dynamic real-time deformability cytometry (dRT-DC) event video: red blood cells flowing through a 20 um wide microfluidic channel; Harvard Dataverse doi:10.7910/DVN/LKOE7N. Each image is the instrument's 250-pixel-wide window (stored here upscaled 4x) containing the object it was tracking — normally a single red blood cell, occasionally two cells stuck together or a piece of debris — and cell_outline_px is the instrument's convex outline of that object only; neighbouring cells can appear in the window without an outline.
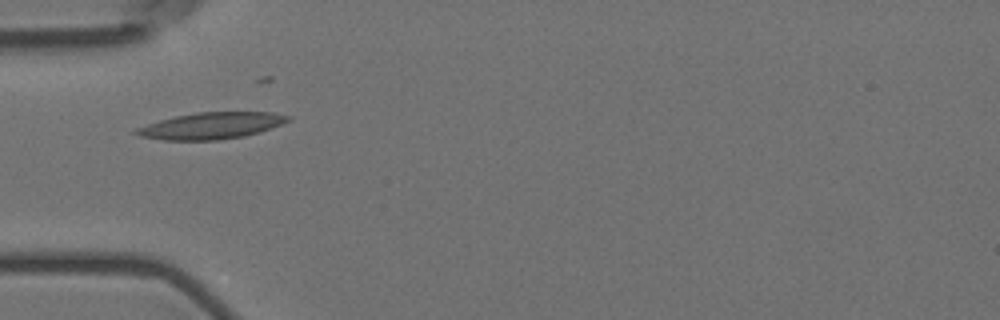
{"species": "Egyptian fruit bat (a non-hibernating species)", "species_latin": "Rousettus aegyptiacus", "temperature_condition": "room temperature", "stored_images_in_passage": 5, "camera_frame_rate_fps": 3000, "um_per_image_px": 0.085, "animal": {"sex": "female"}, "frame": {"image": 1, "passage_image": 1, "time_ms": 0.0, "image_size_px": [1000, 320], "cell_outline_px": [[292, 120], [272, 128], [244, 136], [216, 140], [164, 140], [140, 136], [132, 132], [136, 128], [160, 120], [176, 116], [196, 112], [272, 112], [292, 116]], "centroid_in_image_um": [17.99, 10.68], "position_along_channel_um": 67.0, "area_um2": 23.47}}